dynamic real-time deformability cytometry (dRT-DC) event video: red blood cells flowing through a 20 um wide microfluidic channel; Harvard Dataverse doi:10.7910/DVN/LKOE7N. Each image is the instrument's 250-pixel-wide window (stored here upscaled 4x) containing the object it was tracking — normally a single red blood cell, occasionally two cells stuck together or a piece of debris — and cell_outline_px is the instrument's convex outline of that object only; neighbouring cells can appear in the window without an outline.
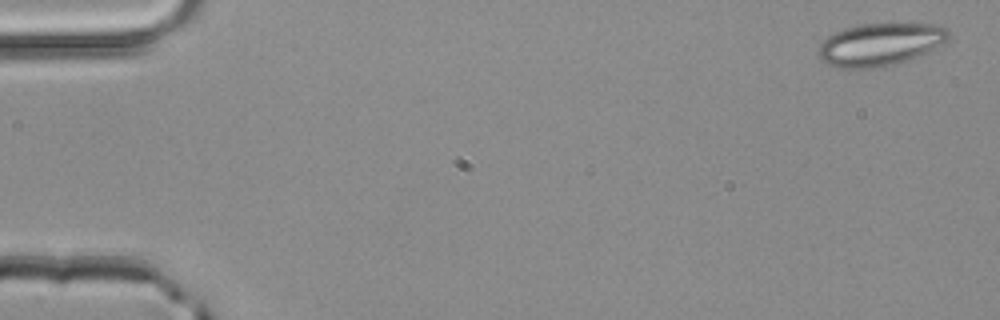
{"species": "common noctule bat (a hibernating species)", "species_latin": "Nyctalus noctula", "temperature_condition": "room temperature", "stored_images_in_passage": 4, "camera_frame_rate_fps": 3000, "um_per_image_px": 0.085, "animal": {"sex": "male", "body_mass_g": 20.4}, "frame": {"image": 1, "passage_image": 1, "time_ms": 0.0, "image_size_px": [1000, 320], "cell_outline_px": [[952, 36], [948, 40], [920, 56], [908, 60], [892, 64], [872, 68], [840, 68], [828, 64], [820, 60], [816, 52], [820, 44], [828, 36], [844, 28], [860, 24], [940, 24], [948, 28], [952, 32]], "centroid_in_image_um": [74.84, 3.77], "position_along_channel_um": 10.2, "area_um2": 32.54}}